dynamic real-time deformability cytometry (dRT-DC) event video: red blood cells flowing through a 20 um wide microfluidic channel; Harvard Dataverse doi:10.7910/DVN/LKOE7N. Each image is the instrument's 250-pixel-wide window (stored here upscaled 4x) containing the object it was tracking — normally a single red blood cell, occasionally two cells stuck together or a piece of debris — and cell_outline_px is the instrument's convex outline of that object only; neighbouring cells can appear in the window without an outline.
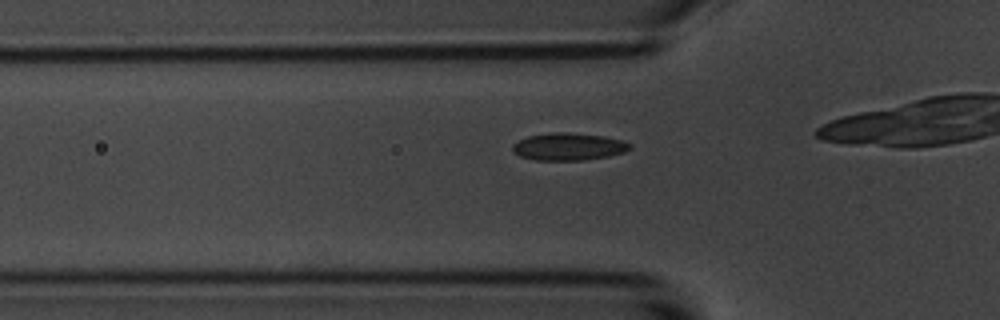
{"species": "common noctule bat (a hibernating species)", "species_latin": "Nyctalus noctula", "temperature_condition": "room temperature", "stored_images_in_passage": 24, "camera_frame_rate_fps": 3000, "um_per_image_px": 0.085, "animal": {"sex": "male", "body_mass_g": 20.1, "forearm_length_mm": 53.5}, "frame": {"image": 1, "passage_image": 11, "time_ms": 3.333, "image_size_px": [1000, 320], "cell_outline_px": [[632, 148], [624, 152], [608, 156], [584, 160], [536, 160], [520, 156], [512, 152], [512, 144], [528, 136], [552, 132], [564, 132], [604, 136], [624, 140], [632, 144]], "centroid_in_image_um": [48.34, 12.46], "position_along_channel_um": 77.5, "area_um2": 18.79}}
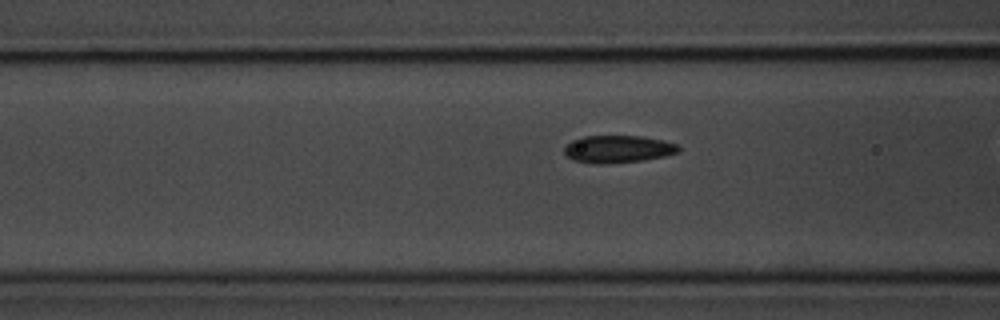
{"frame": {"image": 2, "passage_image": 14, "time_ms": 4.333, "image_size_px": [1000, 320], "cell_outline_px": [[680, 152], [664, 156], [644, 160], [604, 164], [596, 164], [572, 160], [564, 152], [564, 148], [572, 140], [584, 136], [640, 136], [664, 140], [680, 144]], "centroid_in_image_um": [52.56, 12.67], "position_along_channel_um": 114.0, "area_um2": 18.38}}
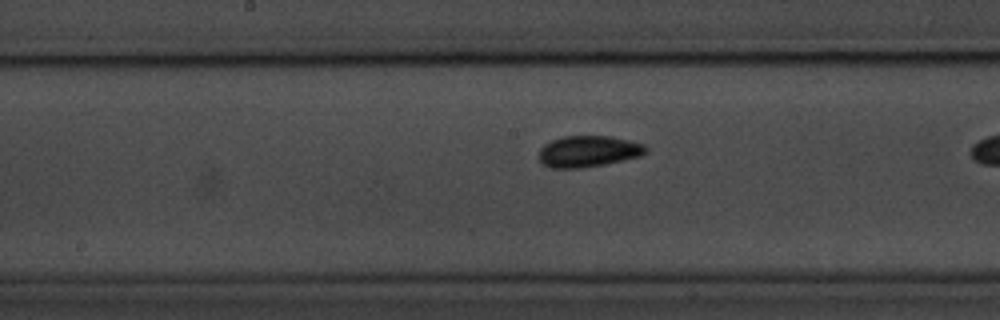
{"frame": {"image": 3, "passage_image": 21, "time_ms": 6.667, "image_size_px": [1000, 320], "cell_outline_px": [[648, 152], [640, 156], [604, 164], [584, 168], [548, 168], [540, 160], [540, 148], [544, 144], [552, 140], [564, 136], [612, 136], [644, 144], [648, 148]], "centroid_in_image_um": [50.02, 12.86], "position_along_channel_um": 198.2, "area_um2": 19.54}}